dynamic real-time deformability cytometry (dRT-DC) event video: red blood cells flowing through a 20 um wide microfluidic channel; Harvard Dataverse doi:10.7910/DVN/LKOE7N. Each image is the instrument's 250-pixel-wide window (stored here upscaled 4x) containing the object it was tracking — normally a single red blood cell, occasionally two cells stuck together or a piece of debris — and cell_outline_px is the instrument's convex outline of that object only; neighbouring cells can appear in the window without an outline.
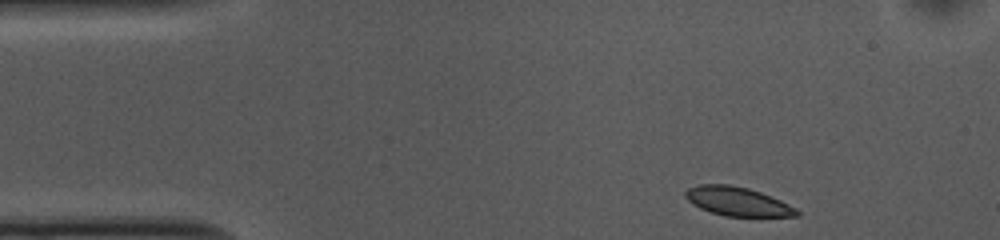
{"species": "common noctule bat (a hibernating species)", "species_latin": "Nyctalus noctula", "temperature_condition": "cold", "stored_images_in_passage": 47, "camera_frame_rate_fps": 3000, "um_per_image_px": 0.085, "animal": {"sex": "female", "body_mass_g": 10.0, "forearm_length_mm": 53.1}, "frame": {"image": 1, "passage_image": 1, "time_ms": 0.0, "image_size_px": [1000, 240], "cell_outline_px": [[800, 216], [724, 216], [700, 208], [692, 204], [684, 196], [684, 192], [688, 188], [700, 184], [728, 184], [748, 188], [760, 192], [780, 200], [796, 208], [800, 212]], "centroid_in_image_um": [62.67, 17.12], "position_along_channel_um": 22.3, "area_um2": 18.67}}
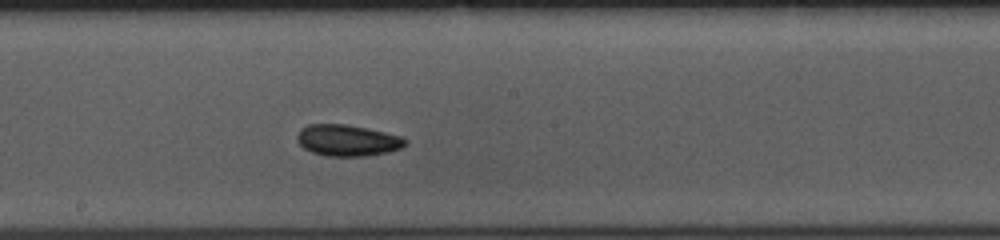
{"frame": {"image": 2, "passage_image": 22, "time_ms": 7.0, "image_size_px": [1000, 240], "cell_outline_px": [[408, 144], [400, 148], [388, 152], [368, 156], [328, 156], [312, 152], [304, 148], [296, 140], [296, 136], [300, 128], [308, 124], [344, 124], [384, 132], [400, 136], [408, 140]], "centroid_in_image_um": [29.52, 11.93], "position_along_channel_um": 218.7, "area_um2": 19.77}}
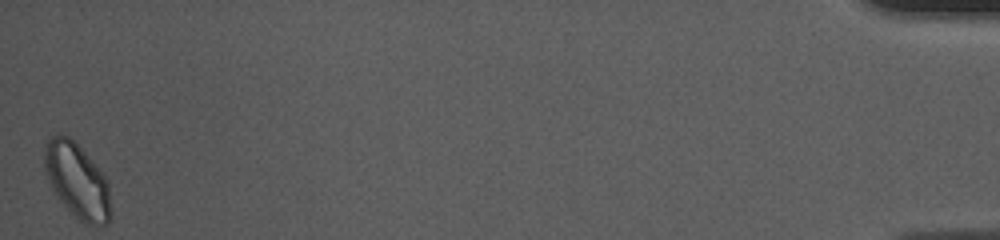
{"frame": {"image": 3, "passage_image": 47, "time_ms": 15.333, "image_size_px": [1000, 240], "cell_outline_px": [[112, 212], [108, 224], [84, 224], [60, 200], [52, 188], [44, 168], [44, 148], [48, 140], [52, 136], [68, 136], [84, 152], [104, 176], [108, 184]], "centroid_in_image_um": [6.57, 15.39], "position_along_channel_um": 428.6, "area_um2": 28.26}, "authors_computed_cell_mechanics": {"area_um2": 19.7098, "velocity_mm_per_s": 3.6957, "shape_relaxation_time_tau1_ms": 6.9539, "shape_relaxation_time_tau2_ms": 7.0406, "deformation_change_tau1": 0.0999, "deformation_change_tau2": 0.0739}}